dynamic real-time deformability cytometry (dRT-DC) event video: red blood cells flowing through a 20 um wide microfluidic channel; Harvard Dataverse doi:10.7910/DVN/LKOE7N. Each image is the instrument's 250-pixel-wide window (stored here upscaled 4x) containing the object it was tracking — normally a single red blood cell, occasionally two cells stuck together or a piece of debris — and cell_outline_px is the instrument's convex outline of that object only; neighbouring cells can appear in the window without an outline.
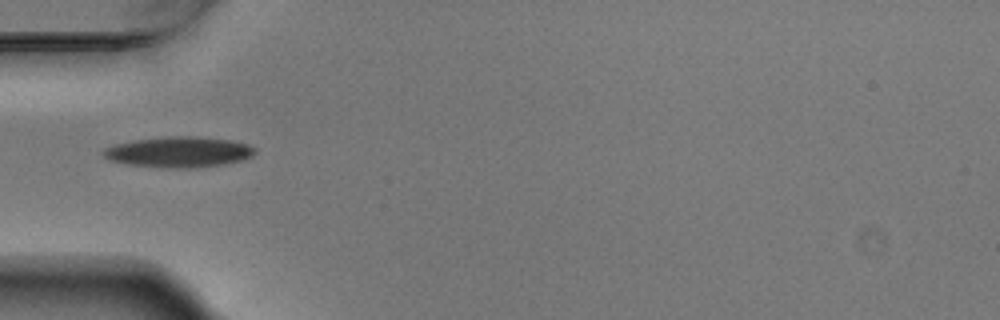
{"species": "Egyptian fruit bat (a non-hibernating species)", "species_latin": "Rousettus aegyptiacus", "temperature_condition": "warm", "stored_images_in_passage": 1, "camera_frame_rate_fps": 3000, "um_per_image_px": 0.085, "animal": {"sex": "male"}, "frame": {"image": 1, "passage_image": 1, "time_ms": 0.0, "image_size_px": [1000, 320], "cell_outline_px": [[256, 152], [252, 156], [240, 160], [224, 164], [196, 168], [160, 168], [128, 164], [108, 160], [104, 156], [104, 148], [116, 144], [136, 140], [176, 136], [192, 136], [228, 140], [248, 144], [256, 148]], "centroid_in_image_um": [15.21, 12.94], "position_along_channel_um": 69.8, "area_um2": 26.88}}